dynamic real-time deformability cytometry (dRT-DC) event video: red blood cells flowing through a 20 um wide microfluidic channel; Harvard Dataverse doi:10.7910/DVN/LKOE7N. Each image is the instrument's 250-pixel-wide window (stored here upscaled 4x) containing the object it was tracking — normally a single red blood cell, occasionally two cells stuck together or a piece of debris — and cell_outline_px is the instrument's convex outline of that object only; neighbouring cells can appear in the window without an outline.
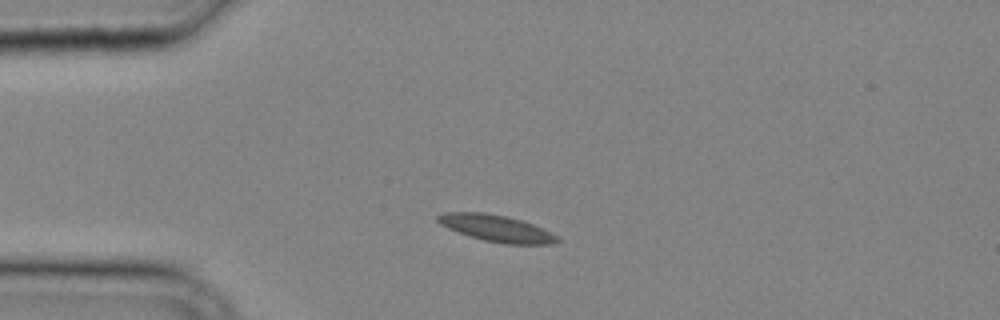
{"species": "common noctule bat (a hibernating species)", "species_latin": "Nyctalus noctula", "temperature_condition": "cold", "stored_images_in_passage": 31, "camera_frame_rate_fps": 3000, "um_per_image_px": 0.085, "animal": {"sex": "male", "body_mass_g": 20.4}, "frame": {"image": 1, "passage_image": 4, "time_ms": 1.0, "image_size_px": [1000, 320], "cell_outline_px": [[560, 240], [552, 244], [504, 244], [484, 240], [448, 228], [440, 224], [436, 220], [436, 216], [444, 212], [484, 212], [504, 216], [520, 220], [532, 224], [556, 236]], "centroid_in_image_um": [42.15, 19.4], "position_along_channel_um": 42.8, "area_um2": 18.15}}
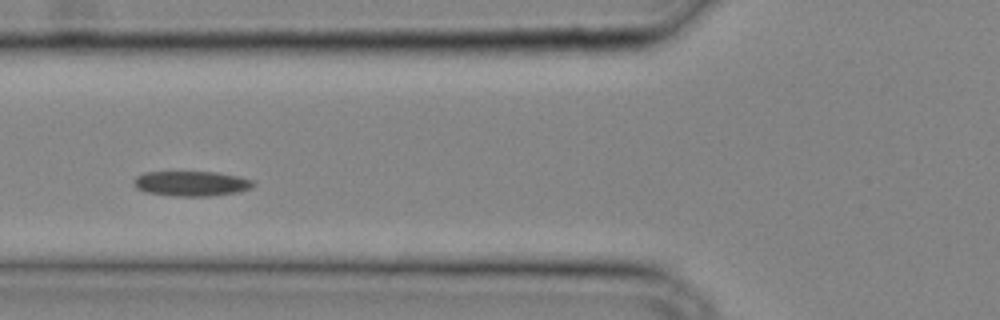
{"frame": {"image": 2, "passage_image": 9, "time_ms": 2.667, "image_size_px": [1000, 320], "cell_outline_px": [[256, 184], [252, 188], [240, 192], [208, 196], [176, 196], [148, 192], [136, 188], [132, 184], [132, 180], [136, 176], [144, 172], [216, 172], [240, 176], [252, 180]], "centroid_in_image_um": [16.28, 15.59], "position_along_channel_um": 109.5, "area_um2": 17.57}}
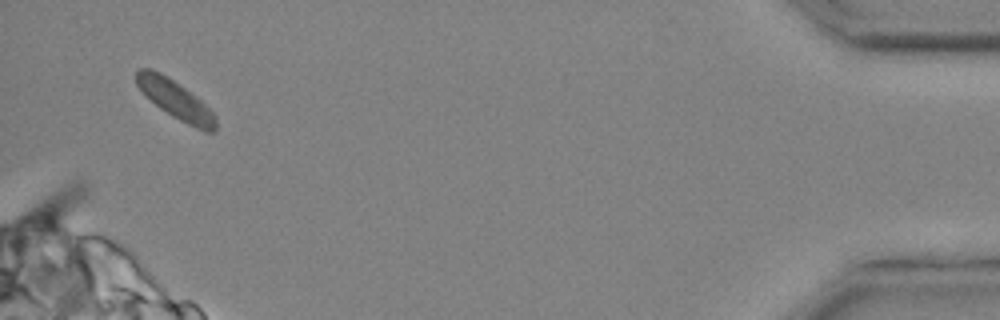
{"frame": {"image": 3, "passage_image": 30, "time_ms": 9.667, "image_size_px": [1000, 320], "cell_outline_px": [[216, 132], [204, 132], [172, 116], [160, 108], [136, 84], [136, 72], [140, 68], [152, 68], [168, 76], [196, 96], [216, 116]], "centroid_in_image_um": [14.94, 8.47], "position_along_channel_um": 420.3, "area_um2": 17.51}}